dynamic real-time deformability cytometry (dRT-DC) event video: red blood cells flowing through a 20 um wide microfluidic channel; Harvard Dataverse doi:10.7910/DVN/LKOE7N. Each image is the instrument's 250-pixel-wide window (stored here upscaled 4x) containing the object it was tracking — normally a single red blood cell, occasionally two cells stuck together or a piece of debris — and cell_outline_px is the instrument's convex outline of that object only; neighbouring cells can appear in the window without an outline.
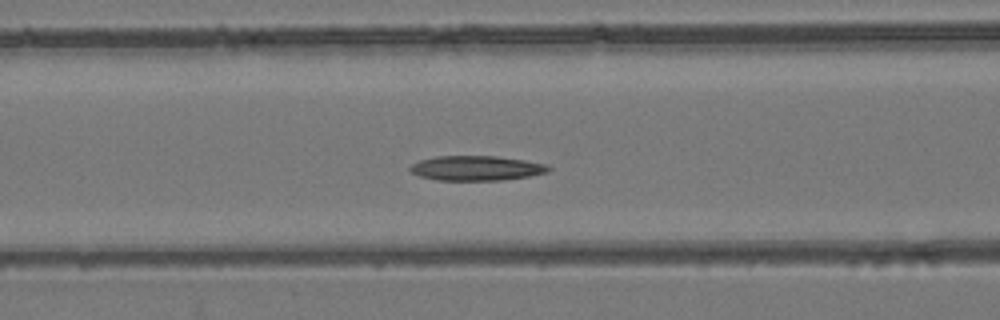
{"species": "common noctule bat (a hibernating species)", "species_latin": "Nyctalus noctula", "temperature_condition": "room temperature", "stored_images_in_passage": 48, "camera_frame_rate_fps": 3000, "um_per_image_px": 0.085, "animal": {"sex": "female", "body_mass_g": 24.6, "forearm_length_mm": 56.2}, "frame": {"image": 1, "passage_image": 16, "time_ms": 5.0, "image_size_px": [1000, 320], "cell_outline_px": [[552, 168], [548, 172], [528, 176], [500, 180], [436, 180], [420, 176], [412, 172], [408, 168], [412, 164], [420, 160], [436, 156], [496, 156], [524, 160], [548, 164]], "centroid_in_image_um": [40.5, 14.29], "position_along_channel_um": 126.1, "area_um2": 19.94}}
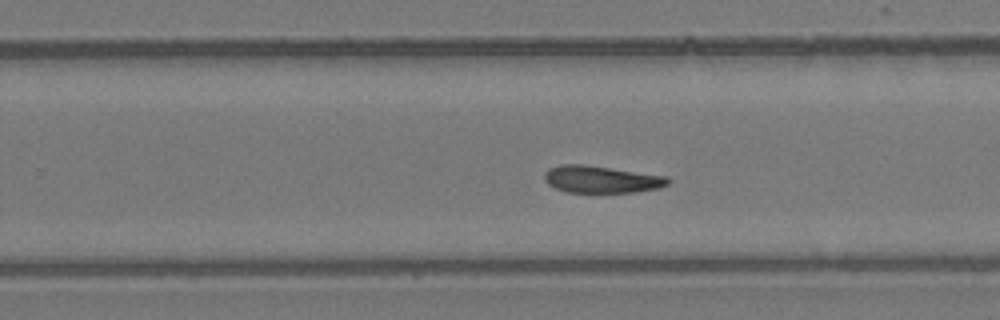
{"frame": {"image": 2, "passage_image": 28, "time_ms": 9.0, "image_size_px": [1000, 320], "cell_outline_px": [[668, 184], [660, 188], [632, 192], [568, 192], [556, 188], [548, 184], [544, 180], [544, 172], [548, 168], [560, 164], [584, 164], [668, 176]], "centroid_in_image_um": [51.08, 15.23], "position_along_channel_um": 278.7, "area_um2": 19.54}}
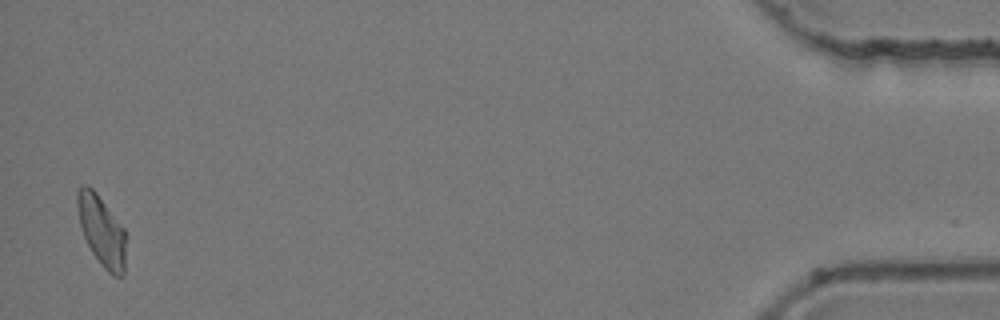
{"frame": {"image": 3, "passage_image": 47, "time_ms": 15.333, "image_size_px": [1000, 320], "cell_outline_px": [[124, 272], [120, 276], [112, 276], [104, 268], [92, 252], [84, 236], [80, 224], [76, 204], [76, 192], [80, 184], [88, 184], [96, 192], [124, 228]], "centroid_in_image_um": [8.6, 19.56], "position_along_channel_um": 426.6, "area_um2": 19.65}, "authors_computed_cell_mechanics": {"area_um2": 19.9121, "velocity_mm_per_s": 3.82, "shape_relaxation_time_tau1_ms": null, "shape_relaxation_time_tau2_ms": 9.8356, "deformation_change_tau1": null, "deformation_change_tau2": 0.1615}}